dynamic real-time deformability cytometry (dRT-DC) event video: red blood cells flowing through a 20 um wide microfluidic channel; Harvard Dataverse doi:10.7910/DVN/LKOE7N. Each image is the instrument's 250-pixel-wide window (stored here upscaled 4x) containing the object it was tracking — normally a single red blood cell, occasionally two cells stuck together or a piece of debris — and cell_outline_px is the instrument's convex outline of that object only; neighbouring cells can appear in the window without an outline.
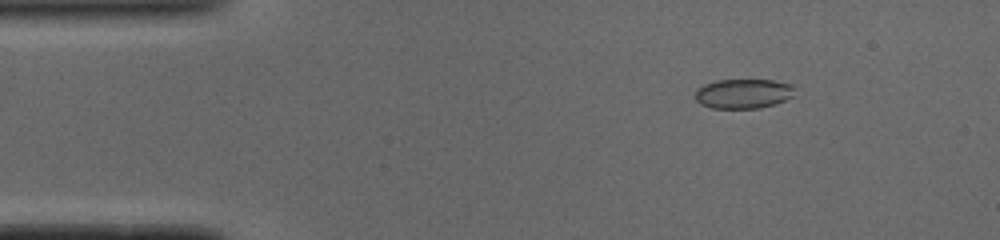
{"species": "common noctule bat (a hibernating species)", "species_latin": "Nyctalus noctula", "temperature_condition": "cold", "stored_images_in_passage": 47, "camera_frame_rate_fps": 3000, "um_per_image_px": 0.085, "animal": {"sex": "male", "body_mass_g": 19.0, "forearm_length_mm": 50.8}, "frame": {"image": 1, "passage_image": 3, "time_ms": 0.667, "image_size_px": [1000, 240], "cell_outline_px": [[792, 96], [776, 104], [760, 108], [712, 108], [700, 104], [696, 100], [696, 88], [704, 84], [716, 80], [772, 80], [792, 84]], "centroid_in_image_um": [63.14, 7.96], "position_along_channel_um": 21.9, "area_um2": 17.11}}
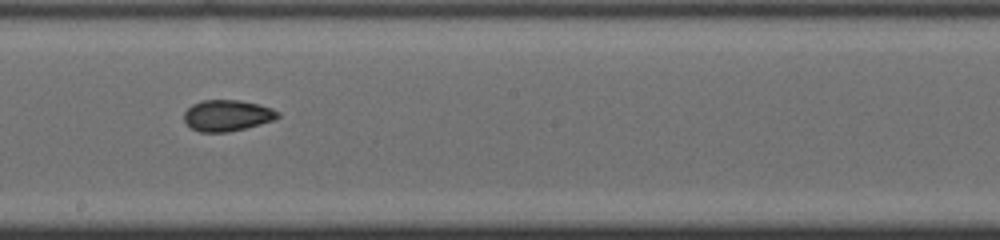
{"frame": {"image": 2, "passage_image": 24, "time_ms": 7.667, "image_size_px": [1000, 240], "cell_outline_px": [[280, 116], [272, 120], [260, 124], [228, 132], [200, 132], [192, 128], [184, 120], [184, 112], [192, 104], [204, 100], [240, 100], [260, 104], [272, 108], [280, 112]], "centroid_in_image_um": [19.32, 9.81], "position_along_channel_um": 228.9, "area_um2": 16.99}}
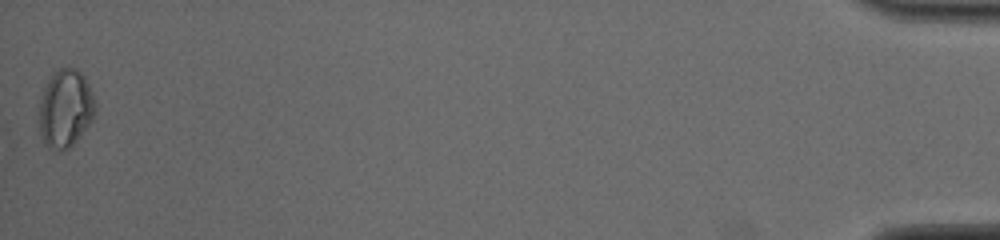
{"frame": {"image": 3, "passage_image": 47, "time_ms": 15.333, "image_size_px": [1000, 240], "cell_outline_px": [[96, 112], [92, 120], [80, 136], [68, 148], [60, 152], [48, 148], [44, 144], [40, 136], [40, 100], [44, 88], [52, 72], [60, 68], [72, 68], [80, 72], [84, 76], [88, 84], [96, 104]], "centroid_in_image_um": [5.56, 9.24], "position_along_channel_um": 429.6, "area_um2": 25.49}, "authors_computed_cell_mechanics": {"area_um2": 17.2822, "velocity_mm_per_s": 3.9176, "shape_relaxation_time_tau1_ms": 10.6183, "shape_relaxation_time_tau2_ms": 1.4028, "deformation_change_tau1": 0.1458, "deformation_change_tau2": 0.0411}}